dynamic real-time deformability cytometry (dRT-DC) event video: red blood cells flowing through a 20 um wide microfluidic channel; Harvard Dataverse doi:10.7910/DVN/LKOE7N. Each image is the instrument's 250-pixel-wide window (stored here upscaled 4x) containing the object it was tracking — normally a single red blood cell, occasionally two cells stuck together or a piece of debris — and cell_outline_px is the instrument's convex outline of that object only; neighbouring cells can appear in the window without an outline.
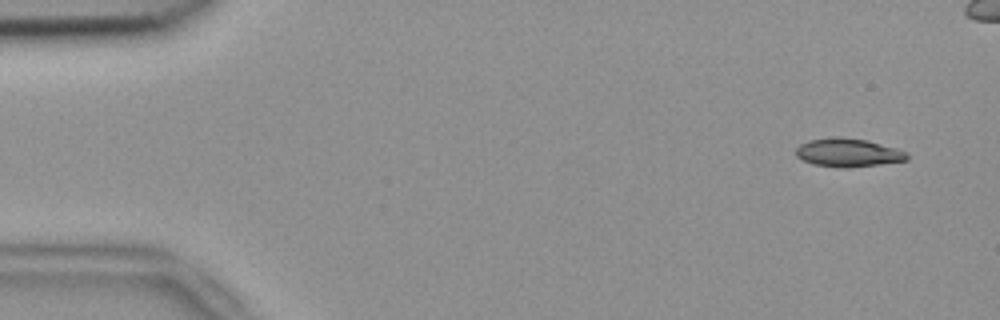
{"species": "common noctule bat (a hibernating species)", "species_latin": "Nyctalus noctula", "temperature_condition": "room temperature", "stored_images_in_passage": 54, "camera_frame_rate_fps": 3000, "um_per_image_px": 0.085, "animal": {"sex": "female", "body_mass_g": 18.4}, "frame": {"image": 1, "passage_image": 4, "time_ms": 1.0, "image_size_px": [1000, 320], "cell_outline_px": [[908, 160], [848, 168], [840, 168], [812, 164], [796, 156], [796, 148], [800, 144], [808, 140], [836, 136], [864, 140], [896, 148], [908, 152]], "centroid_in_image_um": [72.06, 12.98], "position_along_channel_um": 12.9, "area_um2": 18.32}}
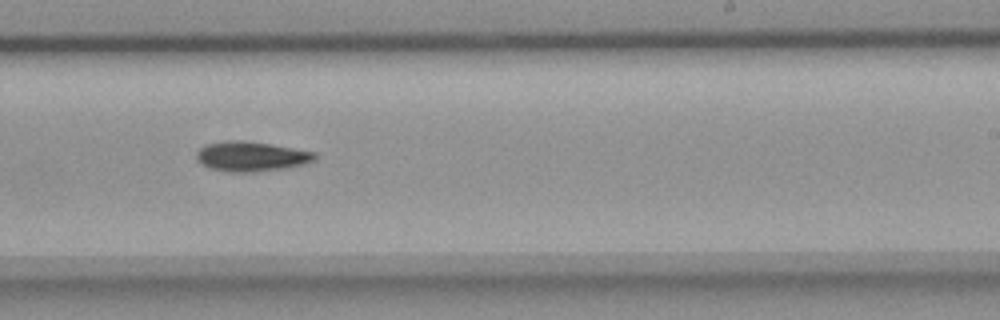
{"frame": {"image": 2, "passage_image": 33, "time_ms": 10.667, "image_size_px": [1000, 320], "cell_outline_px": [[316, 160], [304, 164], [284, 168], [256, 172], [228, 172], [212, 168], [200, 164], [196, 160], [196, 152], [200, 148], [208, 144], [228, 140], [244, 140], [316, 152]], "centroid_in_image_um": [21.34, 13.3], "position_along_channel_um": 267.7, "area_um2": 20.52}}
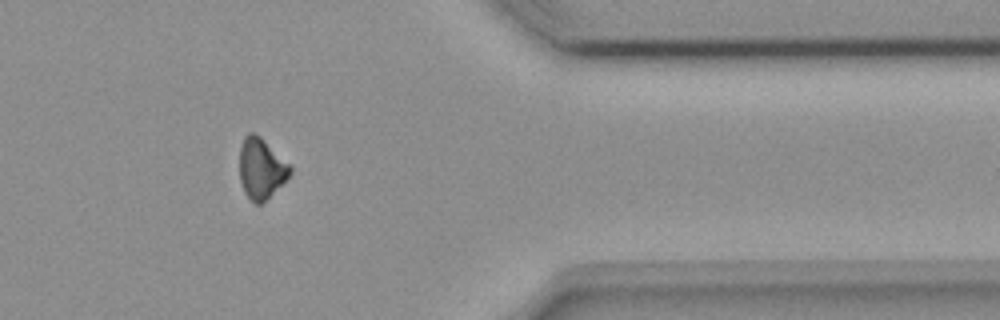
{"frame": {"image": 3, "passage_image": 44, "time_ms": 14.333, "image_size_px": [1000, 320], "cell_outline_px": [[292, 172], [260, 204], [256, 204], [244, 192], [240, 180], [240, 148], [244, 136], [248, 132], [252, 132], [260, 136], [292, 168]], "centroid_in_image_um": [22.16, 14.28], "position_along_channel_um": 389.2, "area_um2": 17.22}, "authors_computed_cell_mechanics": {"area_um2": 19.1318, "velocity_mm_per_s": 3.8457, "shape_relaxation_time_tau1_ms": 3.0794, "shape_relaxation_time_tau2_ms": null, "deformation_change_tau1": 0.1035, "deformation_change_tau2": null}}